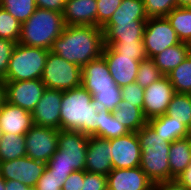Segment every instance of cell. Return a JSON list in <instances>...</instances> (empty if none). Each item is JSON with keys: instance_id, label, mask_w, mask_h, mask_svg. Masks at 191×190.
Instances as JSON below:
<instances>
[{"instance_id": "cell-48", "label": "cell", "mask_w": 191, "mask_h": 190, "mask_svg": "<svg viewBox=\"0 0 191 190\" xmlns=\"http://www.w3.org/2000/svg\"><path fill=\"white\" fill-rule=\"evenodd\" d=\"M5 101H6L5 81L3 79H0V108L3 106Z\"/></svg>"}, {"instance_id": "cell-31", "label": "cell", "mask_w": 191, "mask_h": 190, "mask_svg": "<svg viewBox=\"0 0 191 190\" xmlns=\"http://www.w3.org/2000/svg\"><path fill=\"white\" fill-rule=\"evenodd\" d=\"M174 88L175 93H191V53L172 72L167 75Z\"/></svg>"}, {"instance_id": "cell-45", "label": "cell", "mask_w": 191, "mask_h": 190, "mask_svg": "<svg viewBox=\"0 0 191 190\" xmlns=\"http://www.w3.org/2000/svg\"><path fill=\"white\" fill-rule=\"evenodd\" d=\"M152 190H188L181 185L176 179L164 182L154 183Z\"/></svg>"}, {"instance_id": "cell-44", "label": "cell", "mask_w": 191, "mask_h": 190, "mask_svg": "<svg viewBox=\"0 0 191 190\" xmlns=\"http://www.w3.org/2000/svg\"><path fill=\"white\" fill-rule=\"evenodd\" d=\"M65 3L66 0H35L36 7L60 13L64 12Z\"/></svg>"}, {"instance_id": "cell-8", "label": "cell", "mask_w": 191, "mask_h": 190, "mask_svg": "<svg viewBox=\"0 0 191 190\" xmlns=\"http://www.w3.org/2000/svg\"><path fill=\"white\" fill-rule=\"evenodd\" d=\"M142 41L148 58L181 42L166 17L148 18Z\"/></svg>"}, {"instance_id": "cell-36", "label": "cell", "mask_w": 191, "mask_h": 190, "mask_svg": "<svg viewBox=\"0 0 191 190\" xmlns=\"http://www.w3.org/2000/svg\"><path fill=\"white\" fill-rule=\"evenodd\" d=\"M108 46L122 56H133L139 61L148 58L143 42H111Z\"/></svg>"}, {"instance_id": "cell-32", "label": "cell", "mask_w": 191, "mask_h": 190, "mask_svg": "<svg viewBox=\"0 0 191 190\" xmlns=\"http://www.w3.org/2000/svg\"><path fill=\"white\" fill-rule=\"evenodd\" d=\"M0 6L21 23L25 22L37 8L35 0H0Z\"/></svg>"}, {"instance_id": "cell-5", "label": "cell", "mask_w": 191, "mask_h": 190, "mask_svg": "<svg viewBox=\"0 0 191 190\" xmlns=\"http://www.w3.org/2000/svg\"><path fill=\"white\" fill-rule=\"evenodd\" d=\"M89 136L78 132L59 130L58 149L46 167L53 174L70 175L74 171L85 170V160Z\"/></svg>"}, {"instance_id": "cell-27", "label": "cell", "mask_w": 191, "mask_h": 190, "mask_svg": "<svg viewBox=\"0 0 191 190\" xmlns=\"http://www.w3.org/2000/svg\"><path fill=\"white\" fill-rule=\"evenodd\" d=\"M166 18L179 40L191 44V7H176Z\"/></svg>"}, {"instance_id": "cell-41", "label": "cell", "mask_w": 191, "mask_h": 190, "mask_svg": "<svg viewBox=\"0 0 191 190\" xmlns=\"http://www.w3.org/2000/svg\"><path fill=\"white\" fill-rule=\"evenodd\" d=\"M16 44L12 40L0 38V79H5L9 60Z\"/></svg>"}, {"instance_id": "cell-50", "label": "cell", "mask_w": 191, "mask_h": 190, "mask_svg": "<svg viewBox=\"0 0 191 190\" xmlns=\"http://www.w3.org/2000/svg\"><path fill=\"white\" fill-rule=\"evenodd\" d=\"M0 190H5V179L0 175Z\"/></svg>"}, {"instance_id": "cell-14", "label": "cell", "mask_w": 191, "mask_h": 190, "mask_svg": "<svg viewBox=\"0 0 191 190\" xmlns=\"http://www.w3.org/2000/svg\"><path fill=\"white\" fill-rule=\"evenodd\" d=\"M63 91L46 88L32 112L33 123L60 130V109Z\"/></svg>"}, {"instance_id": "cell-24", "label": "cell", "mask_w": 191, "mask_h": 190, "mask_svg": "<svg viewBox=\"0 0 191 190\" xmlns=\"http://www.w3.org/2000/svg\"><path fill=\"white\" fill-rule=\"evenodd\" d=\"M171 180L176 179L191 163V139L185 137L171 143L169 150Z\"/></svg>"}, {"instance_id": "cell-9", "label": "cell", "mask_w": 191, "mask_h": 190, "mask_svg": "<svg viewBox=\"0 0 191 190\" xmlns=\"http://www.w3.org/2000/svg\"><path fill=\"white\" fill-rule=\"evenodd\" d=\"M59 129L33 125L25 134L26 156L47 163L57 151Z\"/></svg>"}, {"instance_id": "cell-52", "label": "cell", "mask_w": 191, "mask_h": 190, "mask_svg": "<svg viewBox=\"0 0 191 190\" xmlns=\"http://www.w3.org/2000/svg\"><path fill=\"white\" fill-rule=\"evenodd\" d=\"M189 137H190V139H191V128H190V130H189Z\"/></svg>"}, {"instance_id": "cell-7", "label": "cell", "mask_w": 191, "mask_h": 190, "mask_svg": "<svg viewBox=\"0 0 191 190\" xmlns=\"http://www.w3.org/2000/svg\"><path fill=\"white\" fill-rule=\"evenodd\" d=\"M82 68L49 51L41 80L46 88L70 90L81 86Z\"/></svg>"}, {"instance_id": "cell-47", "label": "cell", "mask_w": 191, "mask_h": 190, "mask_svg": "<svg viewBox=\"0 0 191 190\" xmlns=\"http://www.w3.org/2000/svg\"><path fill=\"white\" fill-rule=\"evenodd\" d=\"M5 190H22V183L15 180H5Z\"/></svg>"}, {"instance_id": "cell-3", "label": "cell", "mask_w": 191, "mask_h": 190, "mask_svg": "<svg viewBox=\"0 0 191 190\" xmlns=\"http://www.w3.org/2000/svg\"><path fill=\"white\" fill-rule=\"evenodd\" d=\"M140 149V168L154 183L170 181L169 150L171 142H167L146 123L136 132Z\"/></svg>"}, {"instance_id": "cell-21", "label": "cell", "mask_w": 191, "mask_h": 190, "mask_svg": "<svg viewBox=\"0 0 191 190\" xmlns=\"http://www.w3.org/2000/svg\"><path fill=\"white\" fill-rule=\"evenodd\" d=\"M147 20L118 23V25H104V44L111 42H143V35Z\"/></svg>"}, {"instance_id": "cell-17", "label": "cell", "mask_w": 191, "mask_h": 190, "mask_svg": "<svg viewBox=\"0 0 191 190\" xmlns=\"http://www.w3.org/2000/svg\"><path fill=\"white\" fill-rule=\"evenodd\" d=\"M153 182L140 166L112 169L107 175V190H152Z\"/></svg>"}, {"instance_id": "cell-10", "label": "cell", "mask_w": 191, "mask_h": 190, "mask_svg": "<svg viewBox=\"0 0 191 190\" xmlns=\"http://www.w3.org/2000/svg\"><path fill=\"white\" fill-rule=\"evenodd\" d=\"M45 168L46 163L36 161L28 156L11 161H0V175L5 180L19 181L30 187H36Z\"/></svg>"}, {"instance_id": "cell-28", "label": "cell", "mask_w": 191, "mask_h": 190, "mask_svg": "<svg viewBox=\"0 0 191 190\" xmlns=\"http://www.w3.org/2000/svg\"><path fill=\"white\" fill-rule=\"evenodd\" d=\"M26 156L25 135L2 133L0 161H11Z\"/></svg>"}, {"instance_id": "cell-20", "label": "cell", "mask_w": 191, "mask_h": 190, "mask_svg": "<svg viewBox=\"0 0 191 190\" xmlns=\"http://www.w3.org/2000/svg\"><path fill=\"white\" fill-rule=\"evenodd\" d=\"M97 0H66L63 20L68 26H96Z\"/></svg>"}, {"instance_id": "cell-2", "label": "cell", "mask_w": 191, "mask_h": 190, "mask_svg": "<svg viewBox=\"0 0 191 190\" xmlns=\"http://www.w3.org/2000/svg\"><path fill=\"white\" fill-rule=\"evenodd\" d=\"M98 110L92 95L82 85L65 90L61 98L60 129L99 137Z\"/></svg>"}, {"instance_id": "cell-39", "label": "cell", "mask_w": 191, "mask_h": 190, "mask_svg": "<svg viewBox=\"0 0 191 190\" xmlns=\"http://www.w3.org/2000/svg\"><path fill=\"white\" fill-rule=\"evenodd\" d=\"M121 2L122 0H97L96 26L103 27Z\"/></svg>"}, {"instance_id": "cell-19", "label": "cell", "mask_w": 191, "mask_h": 190, "mask_svg": "<svg viewBox=\"0 0 191 190\" xmlns=\"http://www.w3.org/2000/svg\"><path fill=\"white\" fill-rule=\"evenodd\" d=\"M33 125L31 112L7 101L0 108V129L2 133L25 135Z\"/></svg>"}, {"instance_id": "cell-37", "label": "cell", "mask_w": 191, "mask_h": 190, "mask_svg": "<svg viewBox=\"0 0 191 190\" xmlns=\"http://www.w3.org/2000/svg\"><path fill=\"white\" fill-rule=\"evenodd\" d=\"M148 18L166 17L177 7L176 0H143Z\"/></svg>"}, {"instance_id": "cell-15", "label": "cell", "mask_w": 191, "mask_h": 190, "mask_svg": "<svg viewBox=\"0 0 191 190\" xmlns=\"http://www.w3.org/2000/svg\"><path fill=\"white\" fill-rule=\"evenodd\" d=\"M102 56L109 67V72L115 84L120 88L134 83L136 80L140 61L133 56H122L110 46H104Z\"/></svg>"}, {"instance_id": "cell-18", "label": "cell", "mask_w": 191, "mask_h": 190, "mask_svg": "<svg viewBox=\"0 0 191 190\" xmlns=\"http://www.w3.org/2000/svg\"><path fill=\"white\" fill-rule=\"evenodd\" d=\"M112 169L110 139L89 136L85 171L107 176Z\"/></svg>"}, {"instance_id": "cell-34", "label": "cell", "mask_w": 191, "mask_h": 190, "mask_svg": "<svg viewBox=\"0 0 191 190\" xmlns=\"http://www.w3.org/2000/svg\"><path fill=\"white\" fill-rule=\"evenodd\" d=\"M163 76L161 71L156 67L154 60L147 58L140 61L135 82L145 89Z\"/></svg>"}, {"instance_id": "cell-1", "label": "cell", "mask_w": 191, "mask_h": 190, "mask_svg": "<svg viewBox=\"0 0 191 190\" xmlns=\"http://www.w3.org/2000/svg\"><path fill=\"white\" fill-rule=\"evenodd\" d=\"M104 46L102 27L65 25L49 51L82 68L91 60L101 57Z\"/></svg>"}, {"instance_id": "cell-16", "label": "cell", "mask_w": 191, "mask_h": 190, "mask_svg": "<svg viewBox=\"0 0 191 190\" xmlns=\"http://www.w3.org/2000/svg\"><path fill=\"white\" fill-rule=\"evenodd\" d=\"M81 85L92 97L97 94V90L121 89L111 77L109 67L103 56L91 60L82 67Z\"/></svg>"}, {"instance_id": "cell-29", "label": "cell", "mask_w": 191, "mask_h": 190, "mask_svg": "<svg viewBox=\"0 0 191 190\" xmlns=\"http://www.w3.org/2000/svg\"><path fill=\"white\" fill-rule=\"evenodd\" d=\"M98 114L99 138L112 139L127 135L129 133L128 129L116 120L112 112L106 110L105 108H100L98 110Z\"/></svg>"}, {"instance_id": "cell-49", "label": "cell", "mask_w": 191, "mask_h": 190, "mask_svg": "<svg viewBox=\"0 0 191 190\" xmlns=\"http://www.w3.org/2000/svg\"><path fill=\"white\" fill-rule=\"evenodd\" d=\"M177 7H191V0H176Z\"/></svg>"}, {"instance_id": "cell-46", "label": "cell", "mask_w": 191, "mask_h": 190, "mask_svg": "<svg viewBox=\"0 0 191 190\" xmlns=\"http://www.w3.org/2000/svg\"><path fill=\"white\" fill-rule=\"evenodd\" d=\"M176 180L186 187L188 190H191V163L188 167L176 178Z\"/></svg>"}, {"instance_id": "cell-33", "label": "cell", "mask_w": 191, "mask_h": 190, "mask_svg": "<svg viewBox=\"0 0 191 190\" xmlns=\"http://www.w3.org/2000/svg\"><path fill=\"white\" fill-rule=\"evenodd\" d=\"M21 24V22L0 6V38L18 43Z\"/></svg>"}, {"instance_id": "cell-26", "label": "cell", "mask_w": 191, "mask_h": 190, "mask_svg": "<svg viewBox=\"0 0 191 190\" xmlns=\"http://www.w3.org/2000/svg\"><path fill=\"white\" fill-rule=\"evenodd\" d=\"M112 113L116 120L122 123L129 132H137L147 123L142 109L131 105L125 100H121Z\"/></svg>"}, {"instance_id": "cell-6", "label": "cell", "mask_w": 191, "mask_h": 190, "mask_svg": "<svg viewBox=\"0 0 191 190\" xmlns=\"http://www.w3.org/2000/svg\"><path fill=\"white\" fill-rule=\"evenodd\" d=\"M49 50L17 43L13 49L5 82L41 79Z\"/></svg>"}, {"instance_id": "cell-30", "label": "cell", "mask_w": 191, "mask_h": 190, "mask_svg": "<svg viewBox=\"0 0 191 190\" xmlns=\"http://www.w3.org/2000/svg\"><path fill=\"white\" fill-rule=\"evenodd\" d=\"M166 114L191 128V95L175 93L169 103Z\"/></svg>"}, {"instance_id": "cell-43", "label": "cell", "mask_w": 191, "mask_h": 190, "mask_svg": "<svg viewBox=\"0 0 191 190\" xmlns=\"http://www.w3.org/2000/svg\"><path fill=\"white\" fill-rule=\"evenodd\" d=\"M84 180V170L72 172L64 181L63 190H81Z\"/></svg>"}, {"instance_id": "cell-23", "label": "cell", "mask_w": 191, "mask_h": 190, "mask_svg": "<svg viewBox=\"0 0 191 190\" xmlns=\"http://www.w3.org/2000/svg\"><path fill=\"white\" fill-rule=\"evenodd\" d=\"M147 123L167 142L172 143L189 136L190 129L183 122H178L167 114L151 118Z\"/></svg>"}, {"instance_id": "cell-12", "label": "cell", "mask_w": 191, "mask_h": 190, "mask_svg": "<svg viewBox=\"0 0 191 190\" xmlns=\"http://www.w3.org/2000/svg\"><path fill=\"white\" fill-rule=\"evenodd\" d=\"M174 94V88L167 76H163L145 88L142 110L145 118L149 120L166 114Z\"/></svg>"}, {"instance_id": "cell-4", "label": "cell", "mask_w": 191, "mask_h": 190, "mask_svg": "<svg viewBox=\"0 0 191 190\" xmlns=\"http://www.w3.org/2000/svg\"><path fill=\"white\" fill-rule=\"evenodd\" d=\"M64 27L63 13L37 7L35 12L21 24L18 43L50 50Z\"/></svg>"}, {"instance_id": "cell-35", "label": "cell", "mask_w": 191, "mask_h": 190, "mask_svg": "<svg viewBox=\"0 0 191 190\" xmlns=\"http://www.w3.org/2000/svg\"><path fill=\"white\" fill-rule=\"evenodd\" d=\"M92 98L99 109L105 108L106 110L113 112L122 100V93L121 89L97 90V94Z\"/></svg>"}, {"instance_id": "cell-22", "label": "cell", "mask_w": 191, "mask_h": 190, "mask_svg": "<svg viewBox=\"0 0 191 190\" xmlns=\"http://www.w3.org/2000/svg\"><path fill=\"white\" fill-rule=\"evenodd\" d=\"M190 53V44L180 42L179 44L168 47L163 52L158 53L152 59L161 73L164 76H167L174 68L178 67Z\"/></svg>"}, {"instance_id": "cell-11", "label": "cell", "mask_w": 191, "mask_h": 190, "mask_svg": "<svg viewBox=\"0 0 191 190\" xmlns=\"http://www.w3.org/2000/svg\"><path fill=\"white\" fill-rule=\"evenodd\" d=\"M45 89L41 79L5 82L6 101L32 113Z\"/></svg>"}, {"instance_id": "cell-25", "label": "cell", "mask_w": 191, "mask_h": 190, "mask_svg": "<svg viewBox=\"0 0 191 190\" xmlns=\"http://www.w3.org/2000/svg\"><path fill=\"white\" fill-rule=\"evenodd\" d=\"M137 20H148L143 0H122L105 25H118Z\"/></svg>"}, {"instance_id": "cell-13", "label": "cell", "mask_w": 191, "mask_h": 190, "mask_svg": "<svg viewBox=\"0 0 191 190\" xmlns=\"http://www.w3.org/2000/svg\"><path fill=\"white\" fill-rule=\"evenodd\" d=\"M113 169L135 168L141 163V149L136 132L110 139Z\"/></svg>"}, {"instance_id": "cell-40", "label": "cell", "mask_w": 191, "mask_h": 190, "mask_svg": "<svg viewBox=\"0 0 191 190\" xmlns=\"http://www.w3.org/2000/svg\"><path fill=\"white\" fill-rule=\"evenodd\" d=\"M122 100L143 110L144 88L136 82L121 87Z\"/></svg>"}, {"instance_id": "cell-51", "label": "cell", "mask_w": 191, "mask_h": 190, "mask_svg": "<svg viewBox=\"0 0 191 190\" xmlns=\"http://www.w3.org/2000/svg\"><path fill=\"white\" fill-rule=\"evenodd\" d=\"M22 190H37L36 187H30L22 183Z\"/></svg>"}, {"instance_id": "cell-42", "label": "cell", "mask_w": 191, "mask_h": 190, "mask_svg": "<svg viewBox=\"0 0 191 190\" xmlns=\"http://www.w3.org/2000/svg\"><path fill=\"white\" fill-rule=\"evenodd\" d=\"M81 190H107V176L84 170V180Z\"/></svg>"}, {"instance_id": "cell-38", "label": "cell", "mask_w": 191, "mask_h": 190, "mask_svg": "<svg viewBox=\"0 0 191 190\" xmlns=\"http://www.w3.org/2000/svg\"><path fill=\"white\" fill-rule=\"evenodd\" d=\"M69 175L53 174V171L45 168L44 173L38 179L36 189L37 190H61L64 181Z\"/></svg>"}]
</instances>
